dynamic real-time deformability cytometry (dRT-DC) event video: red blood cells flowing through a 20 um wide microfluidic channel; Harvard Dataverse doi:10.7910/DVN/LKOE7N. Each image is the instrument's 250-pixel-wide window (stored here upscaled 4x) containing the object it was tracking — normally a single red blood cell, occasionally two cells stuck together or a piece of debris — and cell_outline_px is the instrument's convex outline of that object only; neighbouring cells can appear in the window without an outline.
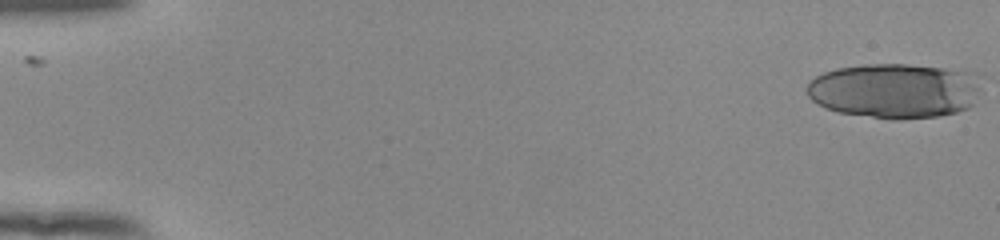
{"species": "human", "species_latin": "Homo sapiens", "temperature_condition": "room temperature", "stored_images_in_passage": 20, "camera_frame_rate_fps": 3000, "um_per_image_px": 0.085, "donor": {"sex": "female"}, "frame": {"image": 1, "passage_image": 1, "time_ms": 0.0, "image_size_px": [1000, 240], "cell_outline_px": [[976, 88], [972, 104], [968, 108], [956, 112], [940, 116], [872, 116], [836, 112], [824, 108], [812, 100], [808, 96], [808, 80], [824, 72], [836, 68], [864, 64], [904, 64], [944, 68], [976, 72]], "centroid_in_image_um": [75.97, 7.66], "position_along_channel_um": 9.0, "area_um2": 54.62}}